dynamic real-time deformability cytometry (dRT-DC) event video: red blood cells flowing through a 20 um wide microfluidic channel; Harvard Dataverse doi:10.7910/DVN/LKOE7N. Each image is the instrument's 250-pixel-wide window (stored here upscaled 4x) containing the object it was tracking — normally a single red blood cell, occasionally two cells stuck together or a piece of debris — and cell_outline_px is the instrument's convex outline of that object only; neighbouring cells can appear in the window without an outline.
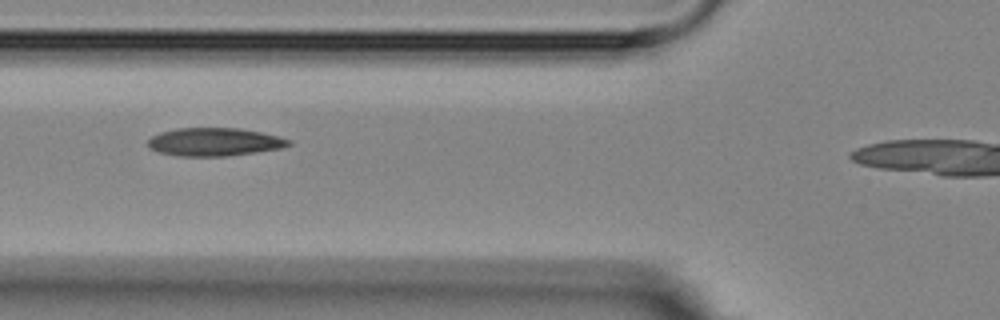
{"species": "Egyptian fruit bat (a non-hibernating species)", "species_latin": "Rousettus aegyptiacus", "temperature_condition": "room temperature", "stored_images_in_passage": 9, "camera_frame_rate_fps": 3000, "um_per_image_px": 0.085, "animal": {"sex": "female"}, "frame": {"image": 1, "passage_image": 6, "time_ms": 7.333, "image_size_px": [1000, 320], "cell_outline_px": [[292, 144], [284, 148], [228, 156], [180, 156], [160, 152], [148, 148], [148, 140], [152, 136], [160, 132], [176, 128], [240, 128], [260, 132], [292, 140]], "centroid_in_image_um": [18.24, 12.06], "position_along_channel_um": 107.6, "area_um2": 23.12}}
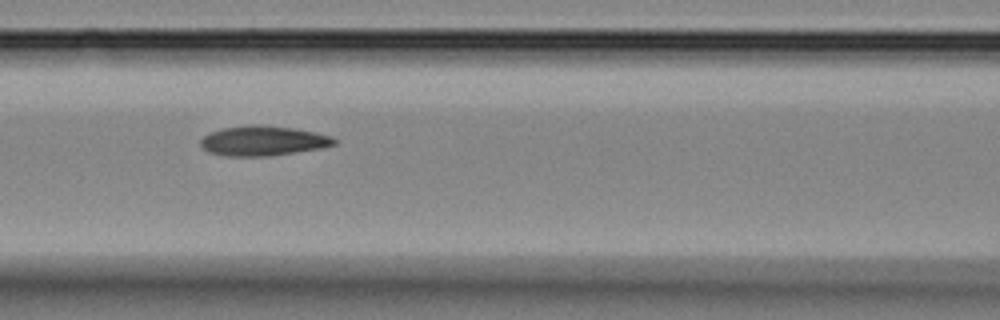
{"frame": {"image": 2, "passage_image": 7, "time_ms": 8.333, "image_size_px": [1000, 320], "cell_outline_px": [[336, 144], [324, 148], [268, 156], [224, 156], [208, 152], [200, 144], [200, 140], [204, 136], [220, 128], [248, 124], [260, 124], [296, 128], [332, 136], [336, 140]], "centroid_in_image_um": [22.37, 11.96], "position_along_channel_um": 144.2, "area_um2": 23.52}}
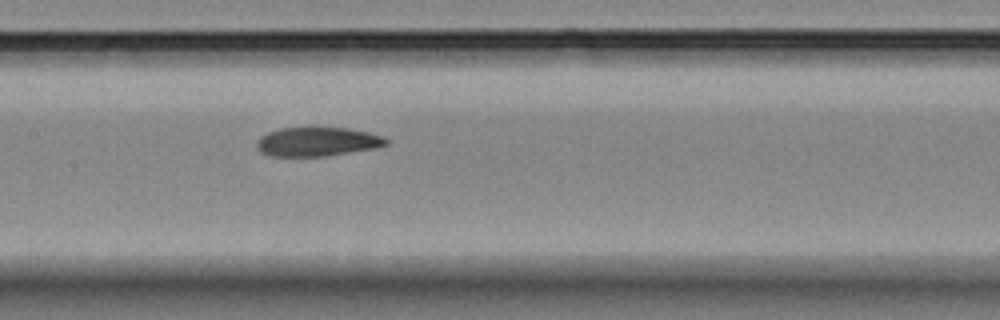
{"frame": {"image": 3, "passage_image": 8, "time_ms": 9.333, "image_size_px": [1000, 320], "cell_outline_px": [[388, 144], [380, 148], [328, 156], [272, 156], [260, 152], [256, 148], [256, 140], [260, 136], [268, 132], [280, 128], [308, 124], [316, 124], [348, 128], [368, 132], [384, 136], [388, 140]], "centroid_in_image_um": [26.98, 11.99], "position_along_channel_um": 180.4, "area_um2": 23.29}}